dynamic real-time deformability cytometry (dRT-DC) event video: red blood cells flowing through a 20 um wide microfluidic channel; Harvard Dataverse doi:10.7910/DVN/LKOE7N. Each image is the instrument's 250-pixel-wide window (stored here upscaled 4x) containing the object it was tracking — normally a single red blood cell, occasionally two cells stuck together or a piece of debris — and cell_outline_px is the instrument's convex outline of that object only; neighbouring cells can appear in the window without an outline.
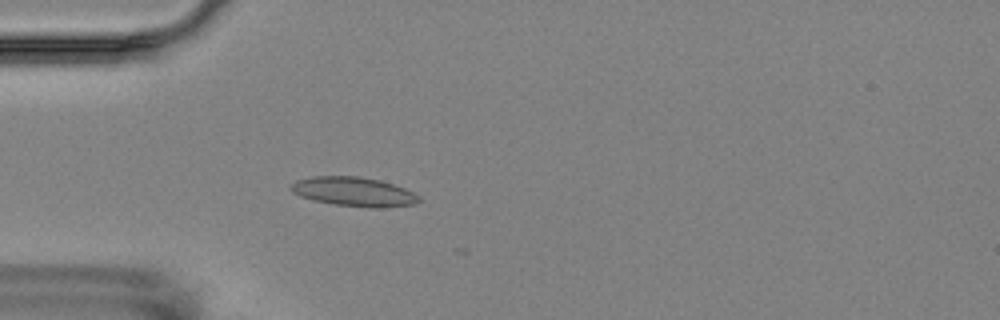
{"species": "Egyptian fruit bat (a non-hibernating species)", "species_latin": "Rousettus aegyptiacus", "temperature_condition": "room temperature", "stored_images_in_passage": 4, "camera_frame_rate_fps": 3000, "um_per_image_px": 0.085, "animal": {"sex": "female"}, "frame": {"image": 1, "passage_image": 4, "time_ms": 4.333, "image_size_px": [1000, 320], "cell_outline_px": [[420, 200], [416, 204], [376, 208], [368, 208], [332, 204], [312, 200], [300, 196], [292, 192], [288, 188], [296, 180], [312, 176], [356, 176], [380, 180], [404, 188], [420, 196]], "centroid_in_image_um": [30.04, 16.3], "position_along_channel_um": 55.0, "area_um2": 21.91}}